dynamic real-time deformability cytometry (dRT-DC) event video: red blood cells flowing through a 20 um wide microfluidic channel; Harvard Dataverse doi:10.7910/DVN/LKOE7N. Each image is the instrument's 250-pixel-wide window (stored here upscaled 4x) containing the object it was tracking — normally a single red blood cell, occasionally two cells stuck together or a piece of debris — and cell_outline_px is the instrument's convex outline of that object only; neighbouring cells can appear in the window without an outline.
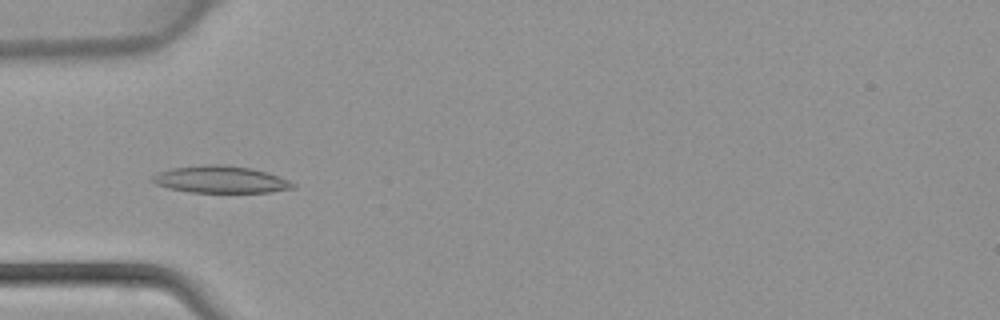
{"species": "common noctule bat (a hibernating species)", "species_latin": "Nyctalus noctula", "temperature_condition": "warm", "stored_images_in_passage": 46, "camera_frame_rate_fps": 3000, "um_per_image_px": 0.085, "animal": {"sex": "female", "body_mass_g": 22.7, "forearm_length_mm": 54.2}, "frame": {"image": 1, "passage_image": 15, "time_ms": 4.667, "image_size_px": [1000, 320], "cell_outline_px": [[296, 184], [292, 188], [268, 192], [188, 192], [168, 188], [156, 184], [152, 180], [152, 176], [156, 172], [172, 168], [208, 164], [224, 164], [252, 168], [268, 172], [280, 176]], "centroid_in_image_um": [18.74, 15.24], "position_along_channel_um": 66.3, "area_um2": 22.2}}
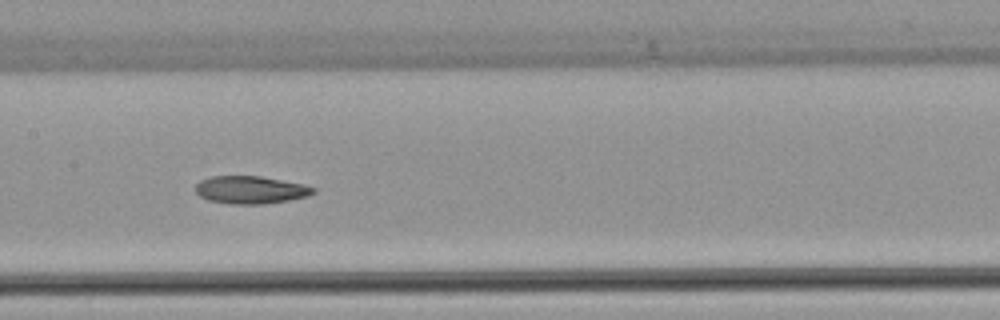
{"frame": {"image": 2, "passage_image": 23, "time_ms": 7.333, "image_size_px": [1000, 320], "cell_outline_px": [[316, 192], [308, 196], [288, 200], [264, 204], [228, 204], [208, 200], [200, 196], [196, 192], [196, 184], [200, 180], [212, 176], [260, 176], [304, 184], [316, 188]], "centroid_in_image_um": [21.31, 16.14], "position_along_channel_um": 186.1, "area_um2": 19.07}}
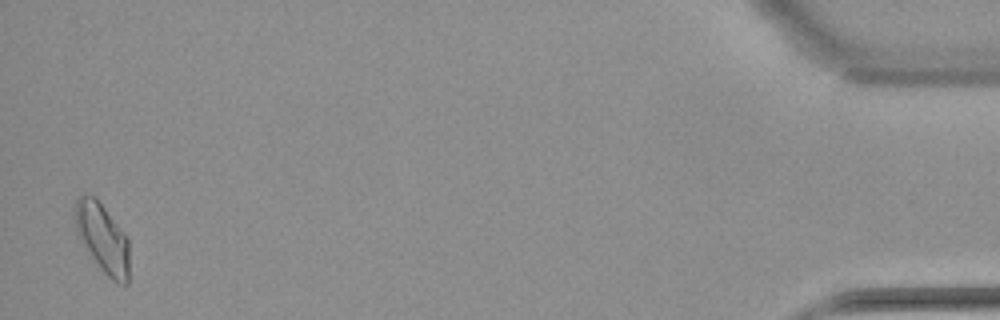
{"frame": {"image": 3, "passage_image": 45, "time_ms": 14.667, "image_size_px": [1000, 320], "cell_outline_px": [[128, 284], [120, 284], [112, 280], [100, 268], [84, 248], [76, 228], [76, 200], [80, 196], [96, 196], [128, 236]], "centroid_in_image_um": [8.74, 20.24], "position_along_channel_um": 426.5, "area_um2": 21.73}}